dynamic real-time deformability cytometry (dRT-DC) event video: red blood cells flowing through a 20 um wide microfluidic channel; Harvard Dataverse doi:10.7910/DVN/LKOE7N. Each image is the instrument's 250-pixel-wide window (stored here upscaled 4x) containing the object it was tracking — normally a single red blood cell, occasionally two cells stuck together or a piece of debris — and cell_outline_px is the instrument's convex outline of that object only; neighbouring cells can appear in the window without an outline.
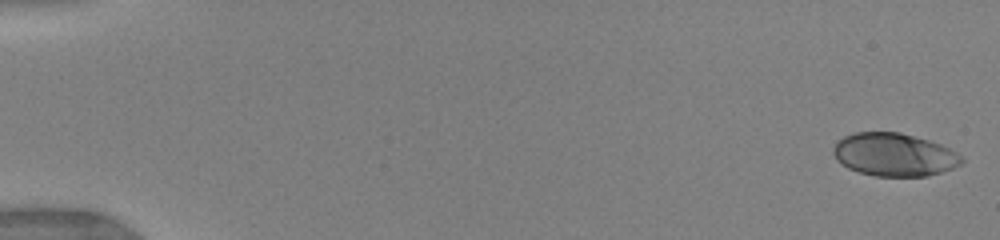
{"species": "human", "species_latin": "Homo sapiens", "temperature_condition": "warm", "stored_images_in_passage": 64, "camera_frame_rate_fps": 3000, "um_per_image_px": 0.085, "donor": {"sex": "female"}, "frame": {"image": 1, "passage_image": 1, "time_ms": 0.0, "image_size_px": [1000, 240], "cell_outline_px": [[964, 160], [960, 164], [952, 168], [928, 176], [876, 176], [860, 172], [848, 168], [840, 164], [836, 160], [832, 152], [832, 148], [844, 136], [856, 132], [900, 132], [928, 140], [940, 144], [956, 152]], "centroid_in_image_um": [75.97, 13.15], "position_along_channel_um": 9.0, "area_um2": 32.02}}
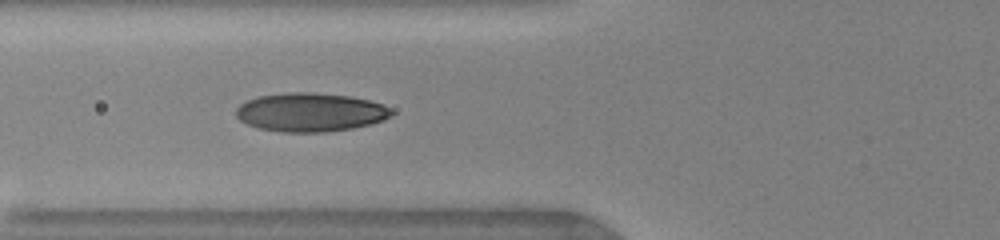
{"frame": {"image": 2, "passage_image": 25, "time_ms": 6.333, "image_size_px": [1000, 240], "cell_outline_px": [[396, 112], [392, 116], [384, 120], [372, 124], [352, 128], [324, 132], [284, 132], [260, 128], [248, 124], [240, 120], [236, 116], [236, 108], [240, 104], [256, 96], [292, 92], [312, 92], [348, 96], [368, 100], [384, 104], [392, 108]], "centroid_in_image_um": [26.43, 9.54], "position_along_channel_um": 99.4, "area_um2": 35.2}}
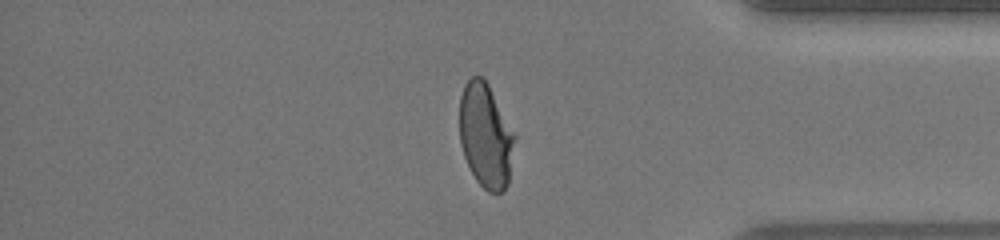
{"frame": {"image": 3, "passage_image": 55, "time_ms": 14.0, "image_size_px": [1000, 240], "cell_outline_px": [[516, 136], [508, 184], [504, 192], [488, 192], [476, 180], [464, 156], [460, 144], [460, 96], [464, 84], [472, 76], [480, 76], [488, 84]], "centroid_in_image_um": [41.28, 11.54], "position_along_channel_um": 393.9, "area_um2": 33.41}, "authors_computed_cell_mechanics": {"area_um2": 33.6974, "velocity_mm_per_s": 4.0402, "shape_relaxation_time_tau1_ms": 4.7076, "shape_relaxation_time_tau2_ms": null, "deformation_change_tau1": 0.2076, "deformation_change_tau2": null}}